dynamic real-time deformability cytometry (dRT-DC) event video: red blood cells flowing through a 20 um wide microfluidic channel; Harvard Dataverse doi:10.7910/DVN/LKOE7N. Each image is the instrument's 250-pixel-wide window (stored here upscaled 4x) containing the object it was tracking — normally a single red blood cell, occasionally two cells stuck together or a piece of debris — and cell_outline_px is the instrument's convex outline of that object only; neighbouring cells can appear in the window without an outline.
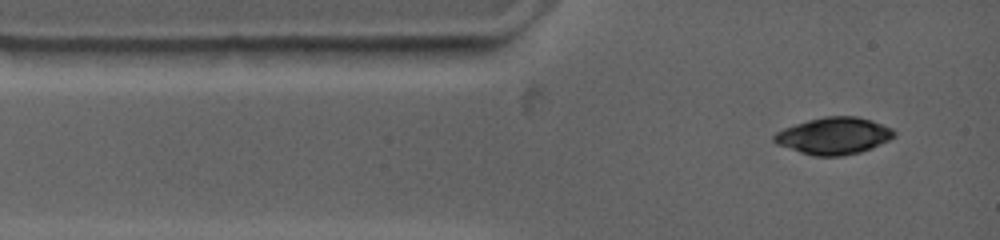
{"species": "common noctule bat (a hibernating species)", "species_latin": "Nyctalus noctula", "temperature_condition": "warm", "stored_images_in_passage": 9, "camera_frame_rate_fps": 4500, "um_per_image_px": 0.085, "animal": {"sex": "female", "body_mass_g": 19.0, "forearm_length_mm": 53.3}, "frame": {"image": 1, "passage_image": 1, "time_ms": 0.0, "image_size_px": [1000, 240], "cell_outline_px": [[896, 136], [888, 140], [860, 152], [844, 156], [812, 156], [776, 144], [772, 140], [772, 136], [776, 132], [784, 128], [808, 120], [824, 116], [856, 116], [872, 120], [892, 128], [896, 132]], "centroid_in_image_um": [70.86, 11.54], "position_along_channel_um": 14.1, "area_um2": 25.84}}
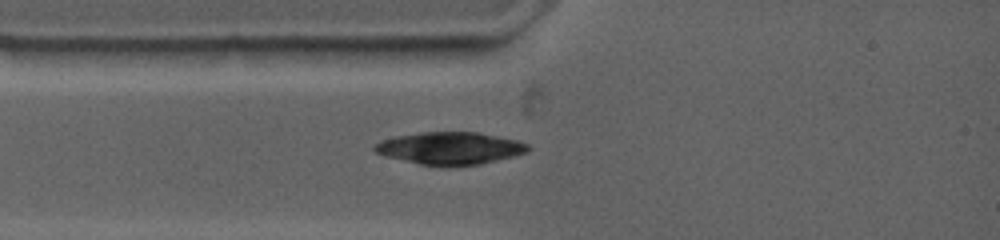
{"frame": {"image": 2, "passage_image": 4, "time_ms": 1.556, "image_size_px": [1000, 240], "cell_outline_px": [[532, 148], [528, 152], [480, 164], [420, 164], [388, 156], [376, 152], [372, 148], [372, 144], [396, 136], [424, 132], [480, 132], [516, 140], [528, 144]], "centroid_in_image_um": [38.28, 12.57], "position_along_channel_um": 46.7, "area_um2": 28.21}}
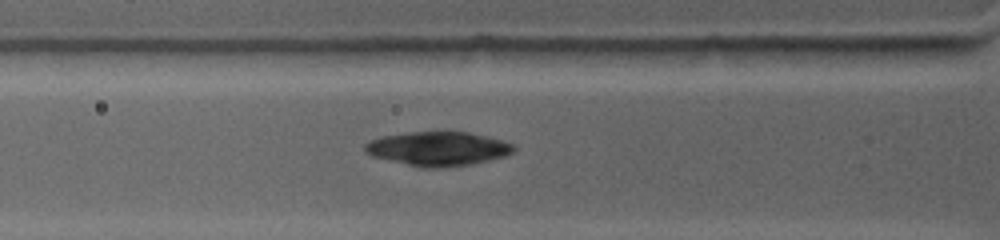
{"frame": {"image": 3, "passage_image": 6, "time_ms": 2.667, "image_size_px": [1000, 240], "cell_outline_px": [[516, 148], [512, 152], [504, 156], [472, 164], [436, 168], [424, 168], [372, 156], [364, 152], [364, 144], [380, 136], [408, 132], [468, 132], [488, 136], [504, 140], [512, 144]], "centroid_in_image_um": [37.22, 12.63], "position_along_channel_um": 88.6, "area_um2": 29.48}}